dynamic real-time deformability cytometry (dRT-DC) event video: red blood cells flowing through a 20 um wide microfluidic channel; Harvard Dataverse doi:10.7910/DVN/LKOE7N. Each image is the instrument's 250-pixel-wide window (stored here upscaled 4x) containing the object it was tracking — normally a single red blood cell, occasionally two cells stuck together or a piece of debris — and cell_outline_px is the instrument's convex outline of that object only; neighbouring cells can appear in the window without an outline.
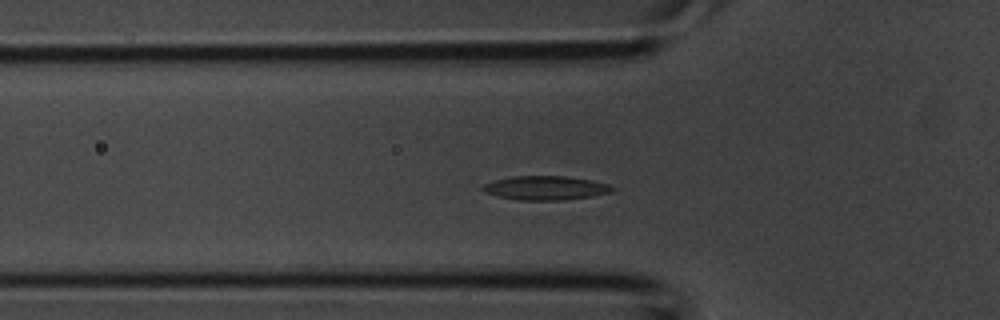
{"species": "common noctule bat (a hibernating species)", "species_latin": "Nyctalus noctula", "temperature_condition": "room temperature", "stored_images_in_passage": 38, "camera_frame_rate_fps": 3000, "um_per_image_px": 0.085, "animal": {"sex": "male", "body_mass_g": 20.1, "forearm_length_mm": 53.5}, "frame": {"image": 1, "passage_image": 11, "time_ms": 3.333, "image_size_px": [1000, 320], "cell_outline_px": [[616, 188], [612, 192], [592, 196], [564, 200], [520, 200], [500, 196], [484, 192], [480, 188], [484, 184], [496, 180], [512, 176], [564, 176], [592, 180], [608, 184]], "centroid_in_image_um": [46.4, 15.97], "position_along_channel_um": 79.4, "area_um2": 18.03}}
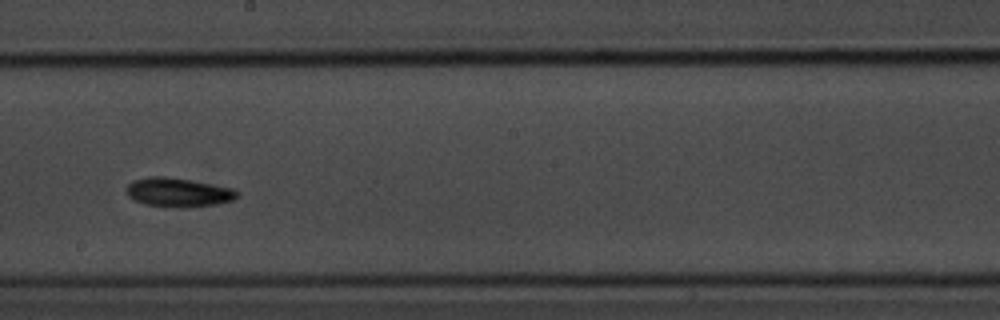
{"frame": {"image": 2, "passage_image": 20, "time_ms": 6.333, "image_size_px": [1000, 320], "cell_outline_px": [[240, 196], [236, 200], [216, 204], [188, 208], [176, 208], [144, 204], [128, 196], [124, 188], [132, 180], [148, 176], [168, 176], [236, 188], [240, 192]], "centroid_in_image_um": [15.2, 16.35], "position_along_channel_um": 233.0, "area_um2": 19.36}}
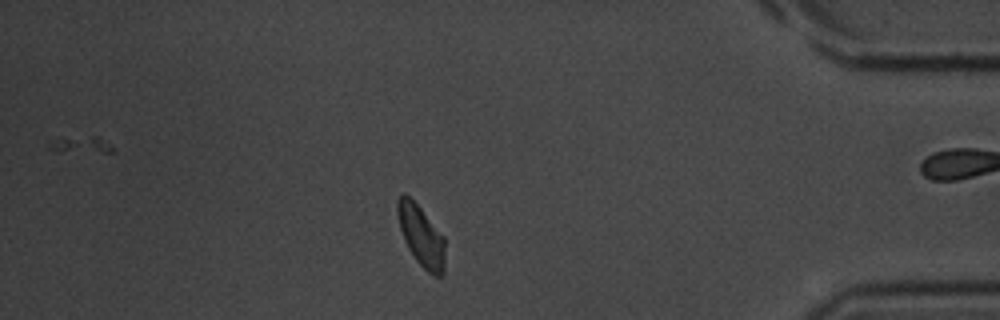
{"frame": {"image": 3, "passage_image": 32, "time_ms": 10.333, "image_size_px": [1000, 320], "cell_outline_px": [[444, 272], [440, 276], [432, 276], [416, 260], [408, 248], [404, 240], [400, 228], [396, 212], [396, 204], [400, 196], [404, 192], [420, 208], [444, 236]], "centroid_in_image_um": [35.79, 20.06], "position_along_channel_um": 399.4, "area_um2": 16.7}}